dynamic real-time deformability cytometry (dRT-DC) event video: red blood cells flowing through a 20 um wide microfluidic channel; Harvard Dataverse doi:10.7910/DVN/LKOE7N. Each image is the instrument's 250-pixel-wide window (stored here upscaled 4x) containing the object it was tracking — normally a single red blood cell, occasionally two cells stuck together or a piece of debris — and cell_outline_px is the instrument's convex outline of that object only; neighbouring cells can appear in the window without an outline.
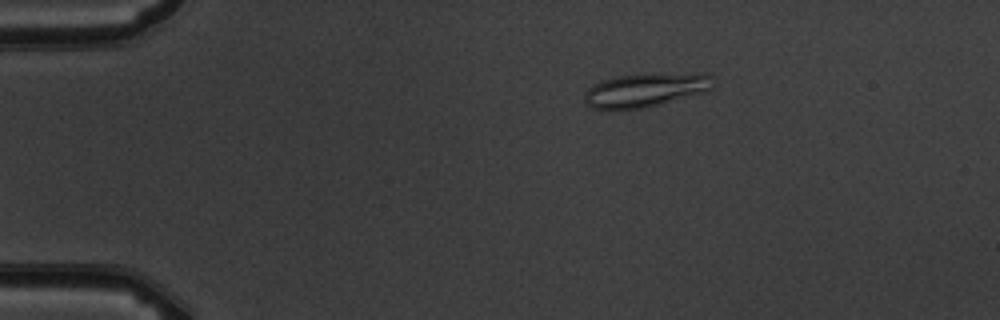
{"species": "common noctule bat (a hibernating species)", "species_latin": "Nyctalus noctula", "temperature_condition": "warm", "stored_images_in_passage": 6, "camera_frame_rate_fps": 3000, "um_per_image_px": 0.085, "animal": {"sex": "male", "body_mass_g": 19.5, "forearm_length_mm": 54.6}, "frame": {"image": 1, "passage_image": 3, "time_ms": 2.333, "image_size_px": [1000, 320], "cell_outline_px": [[712, 88], [708, 92], [644, 108], [592, 108], [584, 100], [584, 92], [588, 88], [604, 80], [616, 76], [696, 72], [708, 72], [712, 76]], "centroid_in_image_um": [54.97, 7.63], "position_along_channel_um": 30.0, "area_um2": 25.2}}
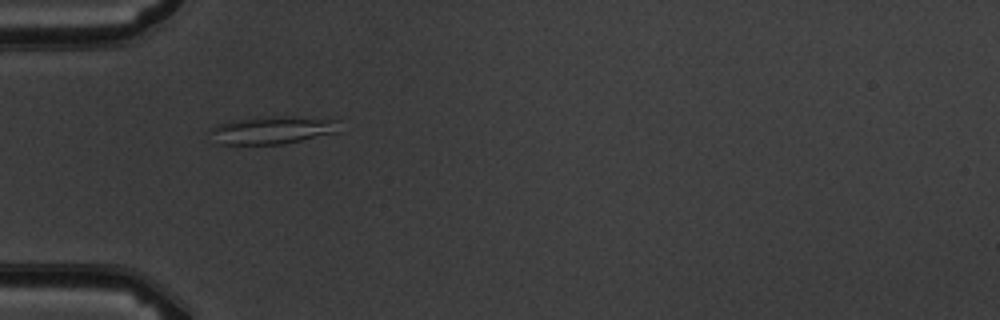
{"frame": {"image": 2, "passage_image": 5, "time_ms": 4.667, "image_size_px": [1000, 320], "cell_outline_px": [[340, 132], [284, 144], [216, 144], [208, 132], [212, 128], [220, 124], [232, 120], [264, 116], [292, 116], [340, 120]], "centroid_in_image_um": [23.18, 11.05], "position_along_channel_um": 61.8, "area_um2": 21.27}}
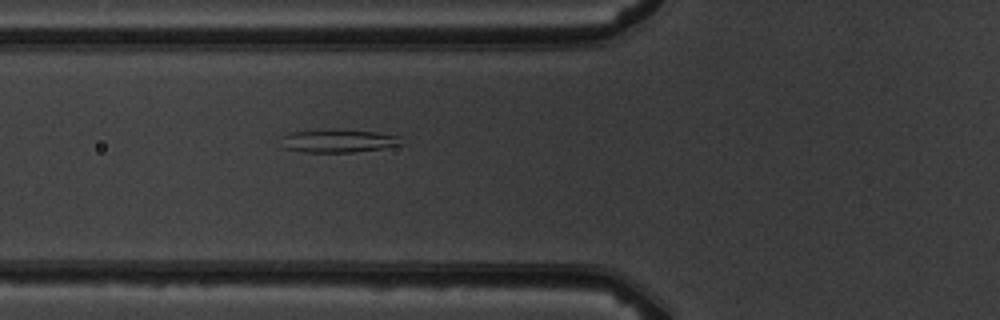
{"frame": {"image": 3, "passage_image": 6, "time_ms": 5.667, "image_size_px": [1000, 320], "cell_outline_px": [[404, 144], [380, 148], [352, 152], [304, 152], [284, 148], [284, 136], [288, 132], [332, 128], [376, 132], [400, 136]], "centroid_in_image_um": [28.78, 11.95], "position_along_channel_um": 97.0, "area_um2": 16.24}}